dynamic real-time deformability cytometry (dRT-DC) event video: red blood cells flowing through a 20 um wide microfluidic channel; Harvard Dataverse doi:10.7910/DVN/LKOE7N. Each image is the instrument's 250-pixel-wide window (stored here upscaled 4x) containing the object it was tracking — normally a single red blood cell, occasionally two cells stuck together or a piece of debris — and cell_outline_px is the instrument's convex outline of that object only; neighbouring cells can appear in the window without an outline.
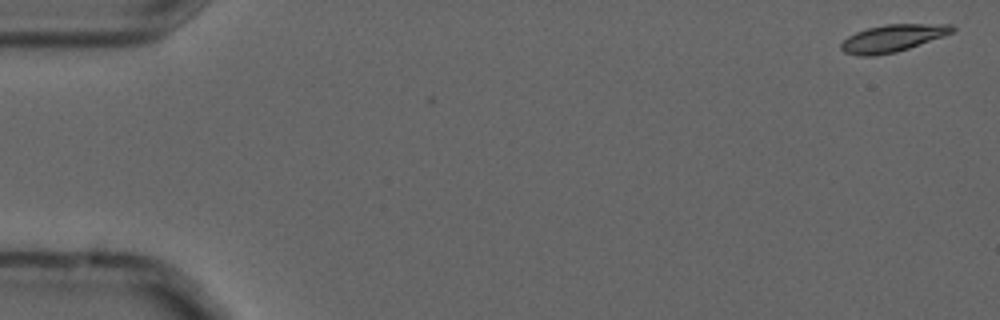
{"species": "common noctule bat (a hibernating species)", "species_latin": "Nyctalus noctula", "temperature_condition": "cold", "stored_images_in_passage": 2, "camera_frame_rate_fps": 3000, "um_per_image_px": 0.085, "animal": {"sex": "male", "forearm_length_mm": 52.5}, "frame": {"image": 1, "passage_image": 1, "time_ms": 0.0, "image_size_px": [1000, 320], "cell_outline_px": [[956, 28], [952, 32], [944, 36], [896, 52], [876, 56], [856, 56], [844, 52], [840, 48], [840, 44], [848, 36], [856, 32], [868, 28], [884, 24], [952, 24]], "centroid_in_image_um": [75.85, 3.25], "position_along_channel_um": 9.2, "area_um2": 17.69}}